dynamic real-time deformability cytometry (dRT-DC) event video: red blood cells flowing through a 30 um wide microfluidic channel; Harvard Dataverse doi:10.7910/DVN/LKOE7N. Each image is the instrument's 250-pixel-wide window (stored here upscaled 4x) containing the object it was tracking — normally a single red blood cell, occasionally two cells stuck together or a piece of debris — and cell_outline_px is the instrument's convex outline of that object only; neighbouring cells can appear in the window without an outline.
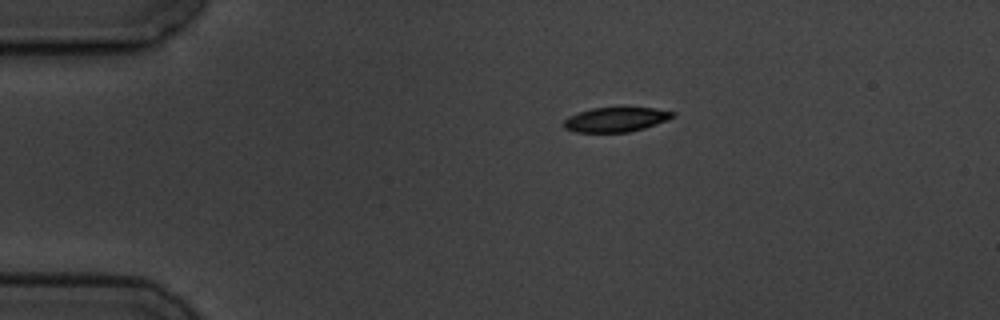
{"species": "common noctule bat (a hibernating species)", "species_latin": "Nyctalus noctula", "temperature_condition": "cold", "stored_images_in_passage": 2, "camera_frame_rate_fps": 3000, "um_per_image_px": 0.085, "animal": {"sex": "male", "body_mass_g": 19.5, "forearm_length_mm": 54.6}, "frame": {"image": 1, "passage_image": 1, "time_ms": 0.0, "image_size_px": [1000, 320], "cell_outline_px": [[676, 116], [656, 124], [644, 128], [628, 132], [576, 132], [564, 128], [564, 120], [568, 116], [592, 108], [652, 108], [676, 112]], "centroid_in_image_um": [52.35, 10.16], "position_along_channel_um": 32.6, "area_um2": 15.43}}